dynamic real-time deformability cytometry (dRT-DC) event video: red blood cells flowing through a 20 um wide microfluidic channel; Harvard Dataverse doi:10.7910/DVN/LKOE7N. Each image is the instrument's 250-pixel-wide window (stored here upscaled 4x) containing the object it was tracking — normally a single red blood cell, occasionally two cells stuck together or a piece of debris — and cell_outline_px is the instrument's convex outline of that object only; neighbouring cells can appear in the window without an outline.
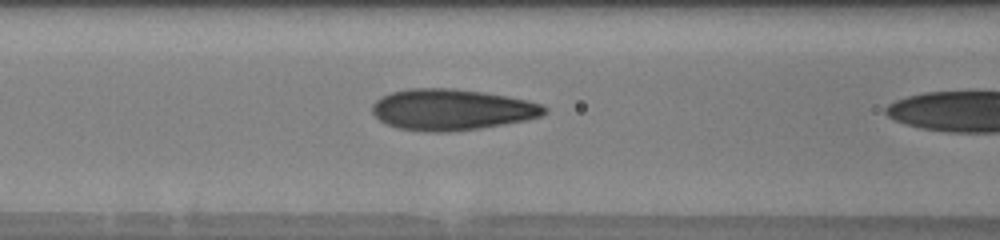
{"species": "human", "species_latin": "Homo sapiens", "temperature_condition": "warm", "stored_images_in_passage": 21, "camera_frame_rate_fps": 3000, "um_per_image_px": 0.085, "donor": {"sex": "male"}, "frame": {"image": 1, "passage_image": 20, "time_ms": 6.333, "image_size_px": [1000, 240], "cell_outline_px": [[548, 112], [540, 116], [524, 120], [504, 124], [480, 128], [448, 132], [428, 132], [400, 128], [388, 124], [380, 120], [372, 112], [372, 104], [380, 96], [392, 92], [408, 88], [452, 88], [484, 92], [508, 96], [540, 104], [548, 108]], "centroid_in_image_um": [38.38, 9.31], "position_along_channel_um": 128.2, "area_um2": 41.15}}